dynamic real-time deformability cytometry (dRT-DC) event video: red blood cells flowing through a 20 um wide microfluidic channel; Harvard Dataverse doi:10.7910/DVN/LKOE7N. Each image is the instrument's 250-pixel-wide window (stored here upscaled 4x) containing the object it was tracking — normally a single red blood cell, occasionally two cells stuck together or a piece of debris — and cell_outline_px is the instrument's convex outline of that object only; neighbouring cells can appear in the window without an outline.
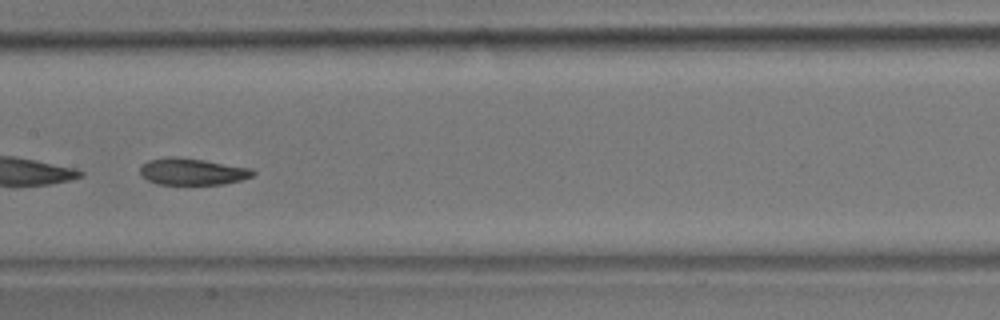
{"species": "common noctule bat (a hibernating species)", "species_latin": "Nyctalus noctula", "temperature_condition": "room temperature", "stored_images_in_passage": 11, "camera_frame_rate_fps": 3000, "um_per_image_px": 0.085, "animal": {"sex": "male", "body_mass_g": 17.9}, "frame": {"image": 1, "passage_image": 7, "time_ms": 8.333, "image_size_px": [1000, 320], "cell_outline_px": [[256, 172], [252, 176], [240, 180], [224, 184], [156, 184], [148, 180], [140, 172], [140, 168], [148, 160], [168, 156], [180, 156], [252, 168]], "centroid_in_image_um": [16.36, 14.57], "position_along_channel_um": 191.0, "area_um2": 17.57}}
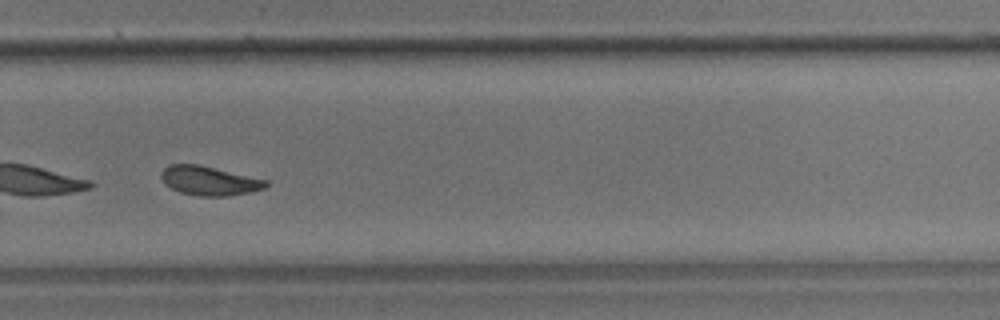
{"frame": {"image": 2, "passage_image": 10, "time_ms": 11.667, "image_size_px": [1000, 320], "cell_outline_px": [[268, 184], [264, 188], [248, 192], [228, 196], [196, 196], [180, 192], [164, 184], [160, 176], [160, 172], [168, 164], [200, 164], [268, 180]], "centroid_in_image_um": [17.75, 15.35], "position_along_channel_um": 312.1, "area_um2": 17.92}}